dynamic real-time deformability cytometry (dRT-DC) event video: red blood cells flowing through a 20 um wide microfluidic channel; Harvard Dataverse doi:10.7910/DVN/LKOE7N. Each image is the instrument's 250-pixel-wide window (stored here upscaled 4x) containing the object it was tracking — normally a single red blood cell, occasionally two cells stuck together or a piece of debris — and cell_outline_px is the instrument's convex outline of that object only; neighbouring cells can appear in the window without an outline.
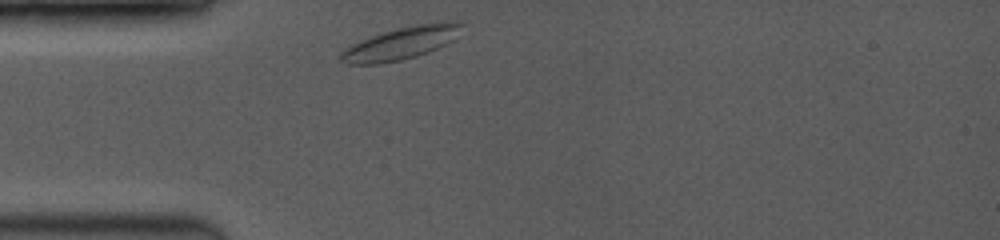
{"species": "common noctule bat (a hibernating species)", "species_latin": "Nyctalus noctula", "temperature_condition": "room temperature", "stored_images_in_passage": 32, "camera_frame_rate_fps": 3500, "um_per_image_px": 0.085, "animal": {"sex": "female", "body_mass_g": 19.0, "forearm_length_mm": 53.3}, "frame": {"image": 1, "passage_image": 1, "time_ms": 0.0, "image_size_px": [1000, 240], "cell_outline_px": [[464, 24], [460, 36], [428, 52], [416, 56], [400, 60], [376, 64], [348, 64], [340, 60], [340, 52], [344, 48], [368, 36], [396, 28], [436, 20], [464, 20]], "centroid_in_image_um": [34.17, 3.62], "position_along_channel_um": 50.8, "area_um2": 23.52}}
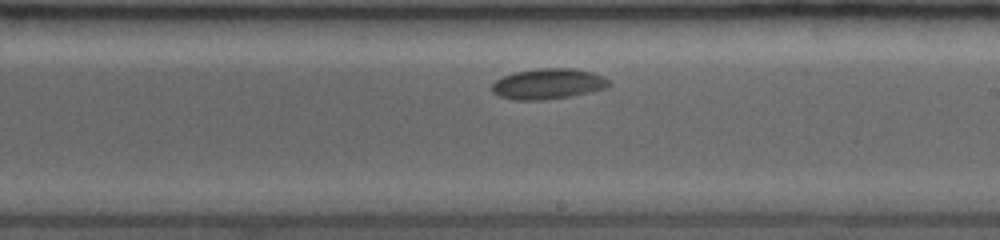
{"frame": {"image": 2, "passage_image": 17, "time_ms": 5.429, "image_size_px": [1000, 240], "cell_outline_px": [[612, 84], [608, 88], [568, 96], [540, 100], [516, 100], [500, 96], [492, 92], [488, 88], [496, 80], [504, 76], [516, 72], [540, 68], [572, 68], [592, 72], [608, 80]], "centroid_in_image_um": [46.56, 7.13], "position_along_channel_um": 242.4, "area_um2": 20.69}}
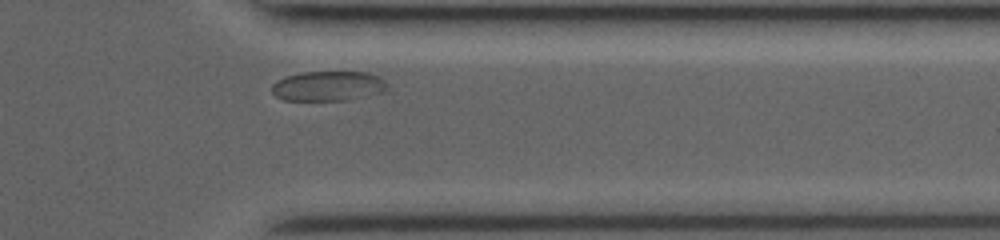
{"frame": {"image": 3, "passage_image": 28, "time_ms": 9.143, "image_size_px": [1000, 240], "cell_outline_px": [[388, 88], [380, 92], [348, 100], [284, 100], [276, 96], [272, 92], [272, 84], [276, 80], [288, 76], [304, 72], [368, 72], [380, 76], [388, 84]], "centroid_in_image_um": [27.9, 7.31], "position_along_channel_um": 383.5, "area_um2": 20.0}}